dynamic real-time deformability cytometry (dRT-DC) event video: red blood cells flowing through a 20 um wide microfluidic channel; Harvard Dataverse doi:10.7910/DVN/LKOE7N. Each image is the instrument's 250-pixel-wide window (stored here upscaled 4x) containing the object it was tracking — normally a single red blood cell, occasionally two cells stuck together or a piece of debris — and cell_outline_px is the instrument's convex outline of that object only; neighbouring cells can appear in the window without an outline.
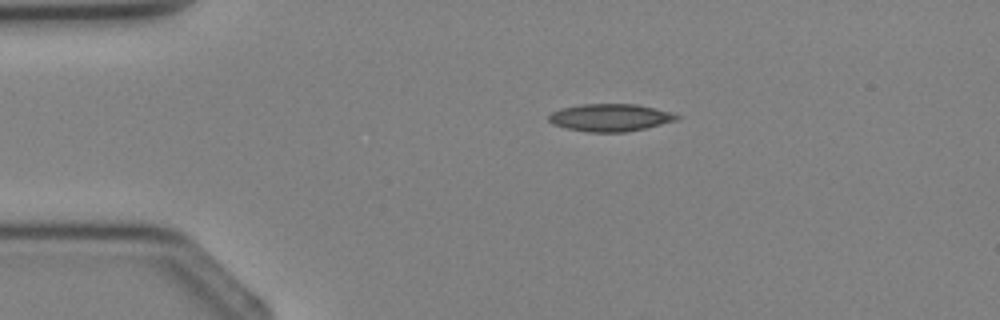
{"species": "Egyptian fruit bat (a non-hibernating species)", "species_latin": "Rousettus aegyptiacus", "temperature_condition": "cold", "stored_images_in_passage": 2, "camera_frame_rate_fps": 3000, "um_per_image_px": 0.085, "animal": {"sex": "female"}, "frame": {"image": 1, "passage_image": 1, "time_ms": 0.0, "image_size_px": [1000, 320], "cell_outline_px": [[680, 120], [644, 128], [624, 132], [588, 132], [568, 128], [552, 124], [548, 120], [548, 116], [552, 112], [560, 108], [580, 104], [636, 104], [672, 112], [680, 116]], "centroid_in_image_um": [51.87, 9.99], "position_along_channel_um": 33.1, "area_um2": 20.52}}